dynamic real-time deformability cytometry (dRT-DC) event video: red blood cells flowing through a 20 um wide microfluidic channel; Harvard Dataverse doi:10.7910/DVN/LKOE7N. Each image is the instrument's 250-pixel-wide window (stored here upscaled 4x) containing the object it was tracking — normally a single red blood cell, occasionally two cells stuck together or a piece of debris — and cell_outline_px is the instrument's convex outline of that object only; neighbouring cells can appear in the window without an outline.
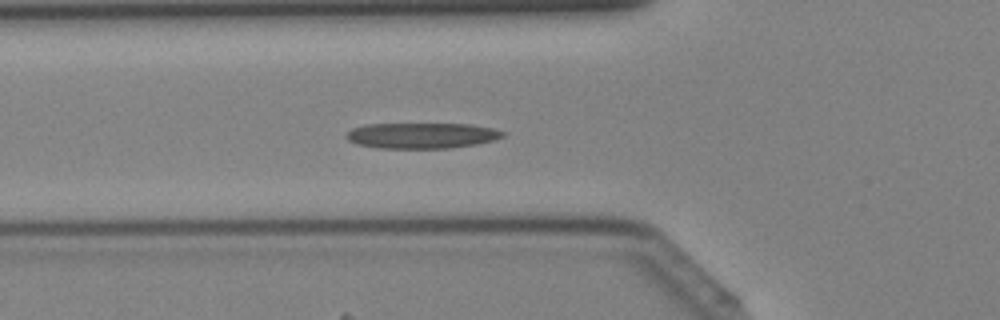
{"species": "Egyptian fruit bat (a non-hibernating species)", "species_latin": "Rousettus aegyptiacus", "temperature_condition": "cold", "stored_images_in_passage": 41, "camera_frame_rate_fps": 3000, "um_per_image_px": 0.085, "animal": {"sex": "female"}, "frame": {"image": 1, "passage_image": 14, "time_ms": 4.333, "image_size_px": [1000, 320], "cell_outline_px": [[504, 136], [492, 140], [476, 144], [448, 148], [380, 148], [356, 144], [348, 140], [344, 136], [352, 128], [364, 124], [472, 124], [492, 128], [504, 132]], "centroid_in_image_um": [35.8, 11.52], "position_along_channel_um": 90.0, "area_um2": 23.35}}
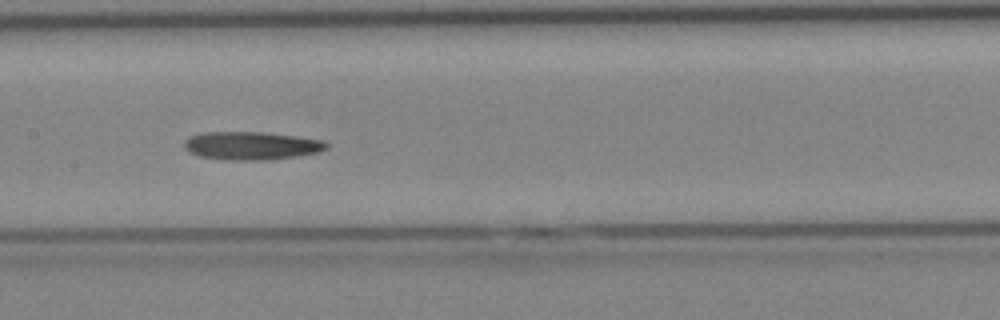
{"frame": {"image": 2, "passage_image": 20, "time_ms": 6.333, "image_size_px": [1000, 320], "cell_outline_px": [[328, 148], [316, 152], [296, 156], [268, 160], [228, 160], [200, 156], [188, 152], [184, 148], [184, 140], [188, 136], [200, 132], [264, 132], [296, 136], [324, 140], [328, 144]], "centroid_in_image_um": [21.32, 12.37], "position_along_channel_um": 186.1, "area_um2": 23.47}}
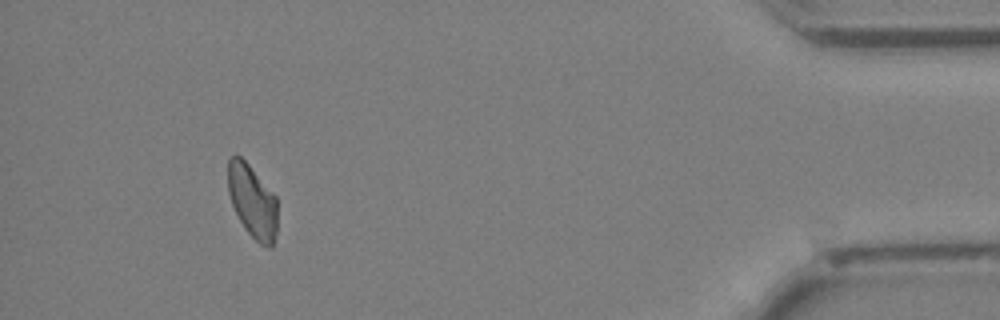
{"frame": {"image": 3, "passage_image": 38, "time_ms": 12.333, "image_size_px": [1000, 320], "cell_outline_px": [[276, 232], [272, 248], [268, 248], [260, 244], [244, 228], [232, 204], [228, 192], [228, 160], [232, 156], [240, 156], [248, 164], [276, 196]], "centroid_in_image_um": [21.45, 17.12], "position_along_channel_um": 413.7, "area_um2": 20.81}}